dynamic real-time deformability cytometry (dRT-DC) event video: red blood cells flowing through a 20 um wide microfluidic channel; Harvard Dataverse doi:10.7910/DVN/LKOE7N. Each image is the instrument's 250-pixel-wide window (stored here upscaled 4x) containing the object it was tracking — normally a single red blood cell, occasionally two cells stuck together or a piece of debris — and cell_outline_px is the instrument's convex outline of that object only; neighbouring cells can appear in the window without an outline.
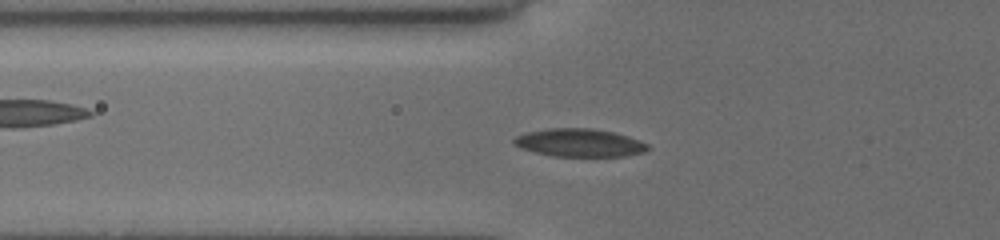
{"species": "common noctule bat (a hibernating species)", "species_latin": "Nyctalus noctula", "temperature_condition": "cold", "stored_images_in_passage": 55, "camera_frame_rate_fps": 3000, "um_per_image_px": 0.085, "animal": {"sex": "female", "body_mass_g": 19.5, "forearm_length_mm": 54.1}, "frame": {"image": 1, "passage_image": 22, "time_ms": 7.0, "image_size_px": [1000, 240], "cell_outline_px": [[652, 148], [644, 152], [628, 156], [552, 156], [520, 148], [512, 144], [512, 140], [516, 136], [528, 132], [548, 128], [592, 128], [616, 132], [640, 140], [648, 144]], "centroid_in_image_um": [49.29, 12.13], "position_along_channel_um": 76.5, "area_um2": 22.08}}
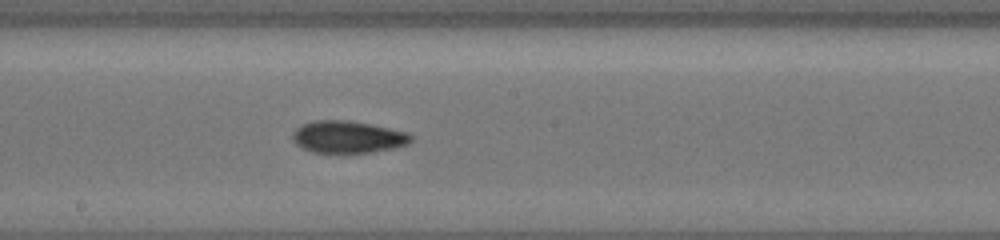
{"frame": {"image": 2, "passage_image": 33, "time_ms": 10.667, "image_size_px": [1000, 240], "cell_outline_px": [[412, 140], [408, 144], [396, 148], [372, 152], [312, 152], [296, 144], [292, 140], [292, 132], [296, 128], [304, 124], [320, 120], [340, 120], [368, 124], [408, 132], [412, 136]], "centroid_in_image_um": [29.58, 11.65], "position_along_channel_um": 218.6, "area_um2": 21.85}}
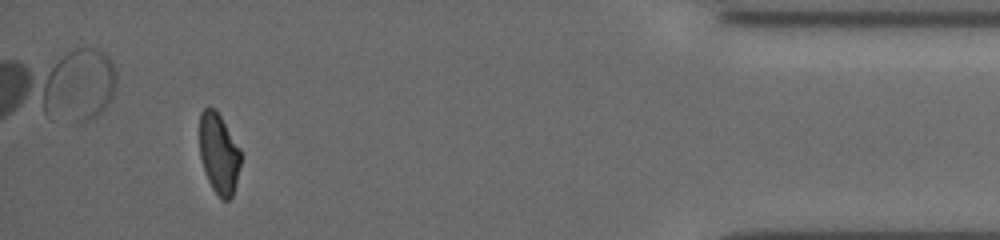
{"frame": {"image": 3, "passage_image": 52, "time_ms": 17.0, "image_size_px": [1000, 240], "cell_outline_px": [[240, 164], [232, 196], [228, 200], [220, 200], [212, 188], [208, 180], [200, 156], [200, 112], [204, 108], [212, 108], [220, 116], [240, 148]], "centroid_in_image_um": [18.59, 13.07], "position_along_channel_um": 416.6, "area_um2": 18.96}, "authors_computed_cell_mechanics": {"area_um2": 20.6346, "velocity_mm_per_s": 3.8997, "shape_relaxation_time_tau1_ms": 5.5924, "shape_relaxation_time_tau2_ms": 10.887, "deformation_change_tau1": 0.152, "deformation_change_tau2": 0.1298}}